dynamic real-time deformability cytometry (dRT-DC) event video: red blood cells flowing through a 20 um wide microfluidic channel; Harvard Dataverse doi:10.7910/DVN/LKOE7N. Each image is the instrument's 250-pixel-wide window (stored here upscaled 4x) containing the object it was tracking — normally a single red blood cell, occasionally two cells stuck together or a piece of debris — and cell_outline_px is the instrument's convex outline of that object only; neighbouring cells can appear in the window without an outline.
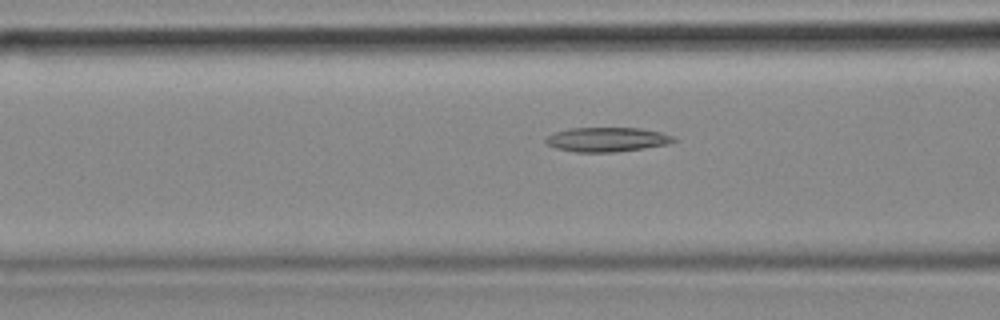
{"species": "common noctule bat (a hibernating species)", "species_latin": "Nyctalus noctula", "temperature_condition": "cold", "stored_images_in_passage": 53, "camera_frame_rate_fps": 3000, "um_per_image_px": 0.085, "animal": {"sex": "female", "body_mass_g": 18.4}, "frame": {"image": 1, "passage_image": 20, "time_ms": 6.333, "image_size_px": [1000, 320], "cell_outline_px": [[680, 140], [668, 144], [644, 148], [612, 152], [576, 152], [556, 148], [548, 144], [544, 140], [552, 132], [568, 128], [640, 128], [660, 132], [672, 136]], "centroid_in_image_um": [51.59, 11.85], "position_along_channel_um": 115.0, "area_um2": 18.21}}
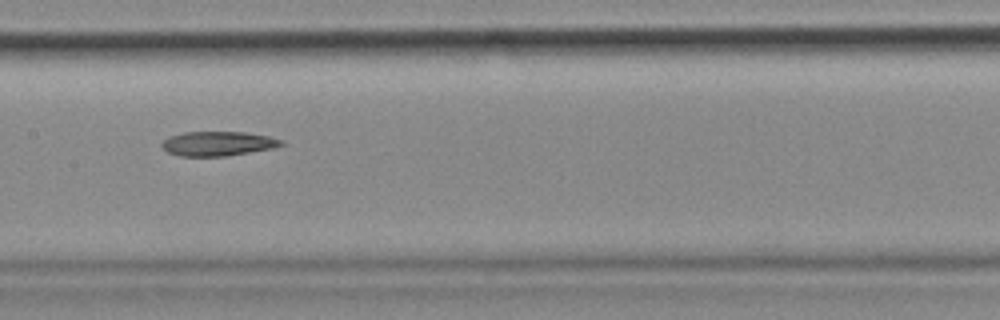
{"frame": {"image": 2, "passage_image": 26, "time_ms": 8.333, "image_size_px": [1000, 320], "cell_outline_px": [[284, 144], [276, 148], [224, 156], [180, 156], [168, 152], [160, 144], [168, 136], [184, 132], [244, 132], [268, 136], [284, 140]], "centroid_in_image_um": [18.54, 12.2], "position_along_channel_um": 188.9, "area_um2": 17.05}}
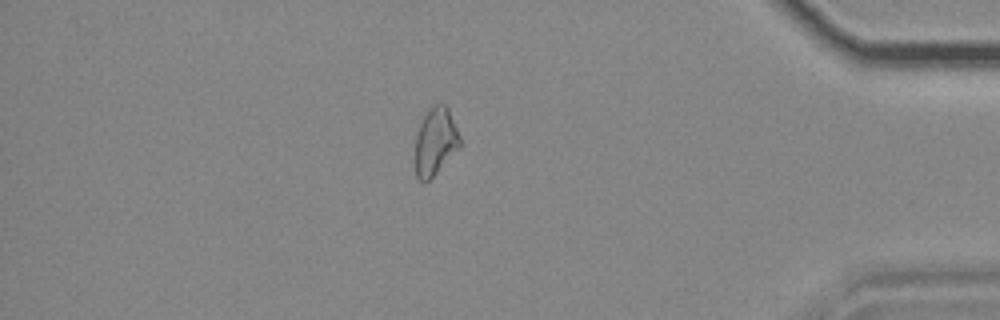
{"frame": {"image": 3, "passage_image": 46, "time_ms": 15.0, "image_size_px": [1000, 320], "cell_outline_px": [[460, 148], [424, 184], [416, 176], [416, 136], [420, 124], [424, 116], [436, 104], [444, 104], [448, 108], [460, 136]], "centroid_in_image_um": [37.02, 12.05], "position_along_channel_um": 398.2, "area_um2": 17.17}}